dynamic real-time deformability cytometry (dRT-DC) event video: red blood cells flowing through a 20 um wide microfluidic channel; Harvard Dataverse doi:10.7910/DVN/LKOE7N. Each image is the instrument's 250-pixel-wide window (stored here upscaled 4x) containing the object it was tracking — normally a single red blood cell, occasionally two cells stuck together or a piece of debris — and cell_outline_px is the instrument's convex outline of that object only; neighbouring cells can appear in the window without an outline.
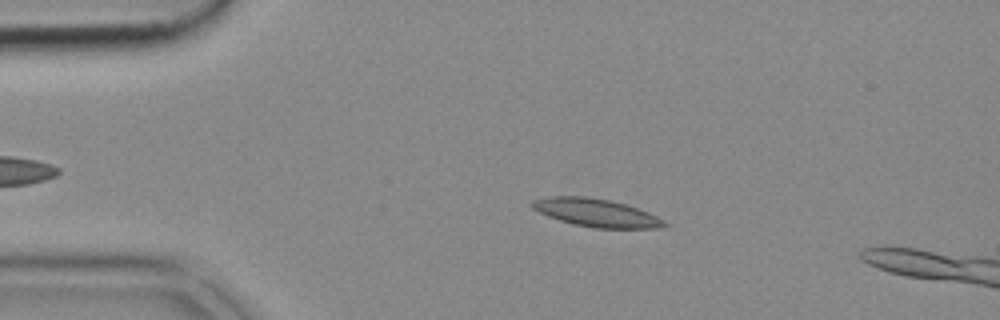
{"species": "common noctule bat (a hibernating species)", "species_latin": "Nyctalus noctula", "temperature_condition": "cold", "stored_images_in_passage": 14, "camera_frame_rate_fps": 3000, "um_per_image_px": 0.085, "animal": {"sex": "female", "body_mass_g": 18.4}, "frame": {"image": 1, "passage_image": 10, "time_ms": 3.0, "image_size_px": [1000, 320], "cell_outline_px": [[668, 224], [660, 228], [592, 228], [572, 224], [548, 216], [532, 208], [528, 204], [532, 200], [548, 196], [584, 196], [608, 200], [624, 204], [648, 212], [664, 220]], "centroid_in_image_um": [50.63, 18.08], "position_along_channel_um": 34.4, "area_um2": 21.5}}